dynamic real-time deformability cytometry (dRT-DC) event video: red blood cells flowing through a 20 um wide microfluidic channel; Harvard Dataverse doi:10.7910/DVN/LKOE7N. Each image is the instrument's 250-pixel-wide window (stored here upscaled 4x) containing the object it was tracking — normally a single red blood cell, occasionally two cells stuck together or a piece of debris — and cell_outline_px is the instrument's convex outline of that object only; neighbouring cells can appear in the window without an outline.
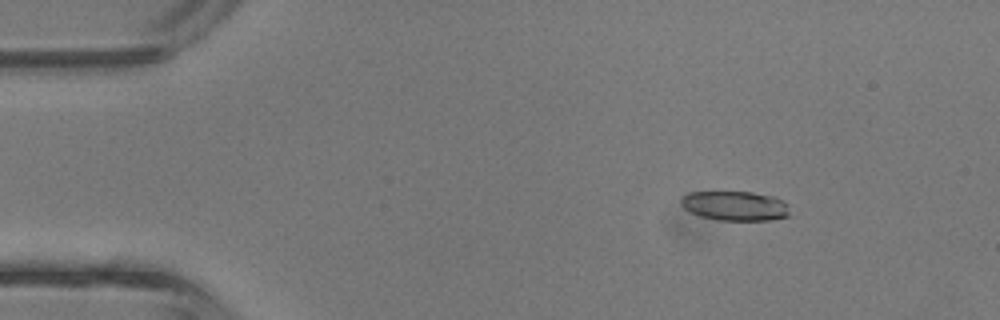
{"species": "common noctule bat (a hibernating species)", "species_latin": "Nyctalus noctula", "temperature_condition": "room temperature", "stored_images_in_passage": 43, "camera_frame_rate_fps": 3000, "um_per_image_px": 0.085, "animal": {"sex": "male", "body_mass_g": 13.3}, "frame": {"image": 1, "passage_image": 6, "time_ms": 1.667, "image_size_px": [1000, 320], "cell_outline_px": [[788, 216], [772, 220], [720, 220], [700, 216], [688, 212], [680, 204], [680, 200], [688, 192], [752, 192], [776, 196], [788, 204]], "centroid_in_image_um": [62.48, 17.49], "position_along_channel_um": 22.5, "area_um2": 18.84}}
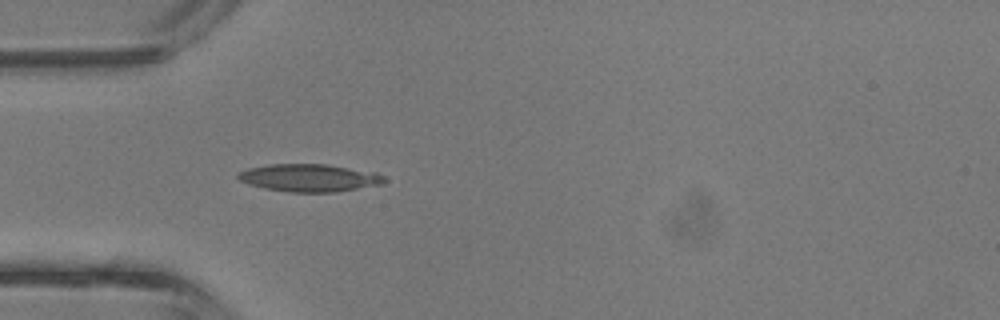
{"frame": {"image": 2, "passage_image": 13, "time_ms": 4.0, "image_size_px": [1000, 320], "cell_outline_px": [[388, 180], [384, 184], [336, 192], [288, 192], [264, 188], [248, 184], [240, 180], [236, 176], [236, 172], [248, 168], [268, 164], [328, 164], [376, 172], [384, 176]], "centroid_in_image_um": [26.31, 15.11], "position_along_channel_um": 58.7, "area_um2": 23.87}}
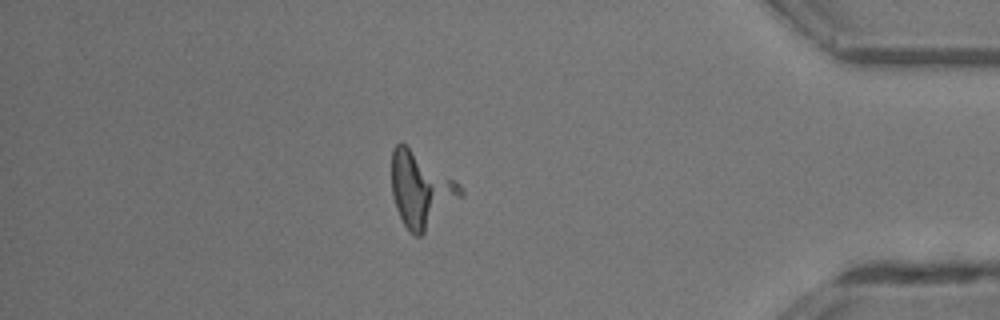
{"frame": {"image": 3, "passage_image": 37, "time_ms": 12.0, "image_size_px": [1000, 320], "cell_outline_px": [[464, 196], [420, 236], [416, 236], [404, 224], [396, 208], [392, 192], [392, 148], [400, 140], [460, 184], [464, 192]], "centroid_in_image_um": [35.78, 16.11], "position_along_channel_um": 399.4, "area_um2": 29.71}}